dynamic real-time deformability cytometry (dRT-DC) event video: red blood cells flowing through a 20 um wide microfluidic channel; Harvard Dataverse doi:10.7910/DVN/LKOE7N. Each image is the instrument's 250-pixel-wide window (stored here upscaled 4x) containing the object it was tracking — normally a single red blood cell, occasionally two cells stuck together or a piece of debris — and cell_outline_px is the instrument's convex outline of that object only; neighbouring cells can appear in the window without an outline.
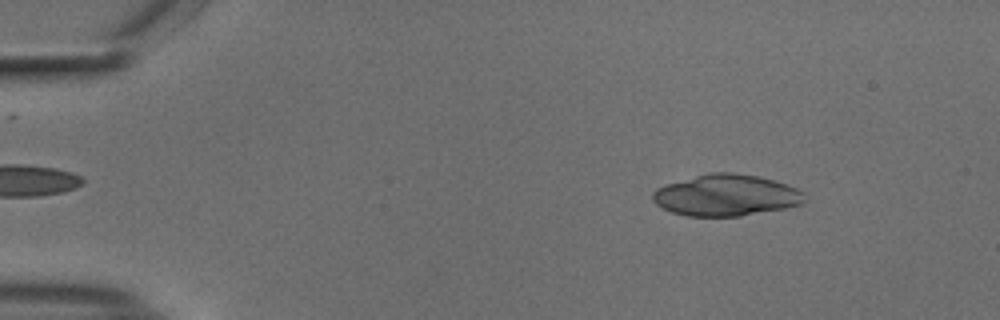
{"species": "common noctule bat (a hibernating species)", "species_latin": "Nyctalus noctula", "temperature_condition": "cold", "stored_images_in_passage": 53, "segment_of_instrument_passage": [1, 2], "camera_frame_rate_fps": 3000, "um_per_image_px": 0.085, "animal": {"sex": "male", "body_mass_g": 18.8}, "frame": {"image": 1, "passage_image": 7, "time_ms": 2.0, "image_size_px": [1000, 320], "cell_outline_px": [[804, 204], [784, 208], [740, 216], [688, 216], [672, 212], [656, 204], [652, 200], [652, 192], [656, 188], [668, 184], [696, 176], [712, 172], [732, 172], [756, 176], [776, 180], [788, 184], [804, 192]], "centroid_in_image_um": [61.74, 16.6], "position_along_channel_um": 23.3, "area_um2": 36.53}}